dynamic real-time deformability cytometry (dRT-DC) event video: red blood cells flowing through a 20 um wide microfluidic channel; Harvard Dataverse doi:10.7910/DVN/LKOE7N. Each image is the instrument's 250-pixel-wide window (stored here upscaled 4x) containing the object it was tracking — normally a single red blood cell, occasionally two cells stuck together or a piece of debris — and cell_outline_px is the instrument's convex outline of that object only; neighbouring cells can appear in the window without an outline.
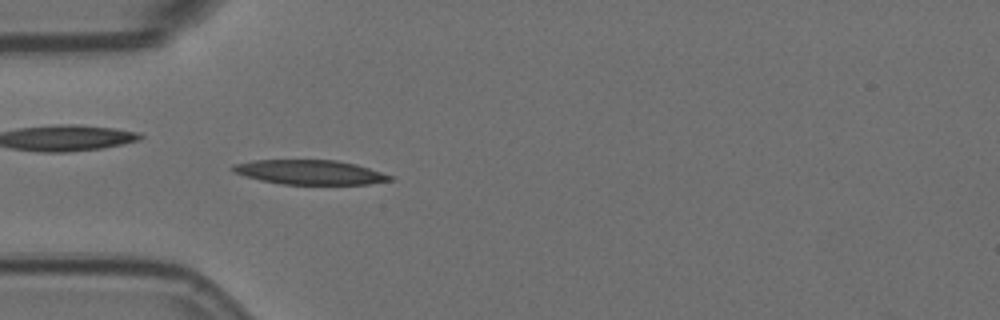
{"species": "Egyptian fruit bat (a non-hibernating species)", "species_latin": "Rousettus aegyptiacus", "temperature_condition": "room temperature", "stored_images_in_passage": 5, "camera_frame_rate_fps": 3000, "um_per_image_px": 0.085, "animal": {"sex": "female"}, "frame": {"image": 1, "passage_image": 5, "time_ms": 1.333, "image_size_px": [1000, 320], "cell_outline_px": [[396, 180], [368, 184], [280, 184], [260, 180], [244, 176], [232, 172], [228, 168], [232, 164], [252, 160], [336, 160], [356, 164], [396, 176]], "centroid_in_image_um": [26.34, 14.64], "position_along_channel_um": 58.7, "area_um2": 22.83}}